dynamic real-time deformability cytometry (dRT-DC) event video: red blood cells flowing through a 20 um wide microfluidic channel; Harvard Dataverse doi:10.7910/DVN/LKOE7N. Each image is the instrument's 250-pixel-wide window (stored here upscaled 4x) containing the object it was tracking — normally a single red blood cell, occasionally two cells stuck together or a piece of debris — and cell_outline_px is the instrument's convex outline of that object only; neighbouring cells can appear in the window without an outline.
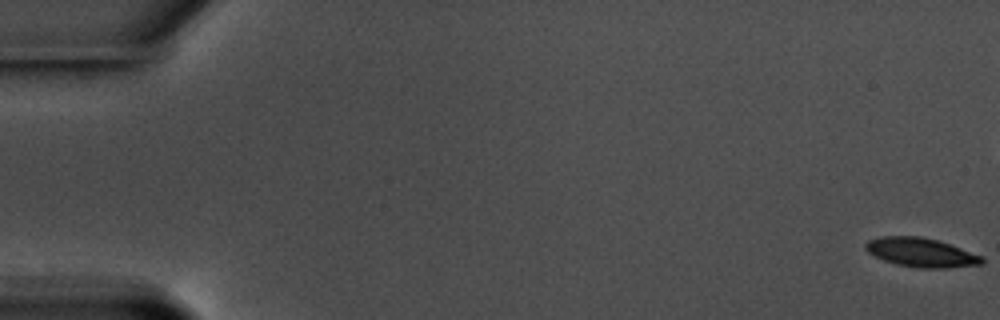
{"species": "common noctule bat (a hibernating species)", "species_latin": "Nyctalus noctula", "temperature_condition": "warm", "stored_images_in_passage": 14, "camera_frame_rate_fps": 3000, "um_per_image_px": 0.085, "animal": {"sex": "male", "body_mass_g": 17.5, "forearm_length_mm": 52.3}, "frame": {"image": 1, "passage_image": 1, "time_ms": 0.0, "image_size_px": [1000, 320], "cell_outline_px": [[984, 264], [948, 268], [920, 268], [896, 264], [884, 260], [868, 252], [864, 248], [864, 244], [868, 240], [880, 236], [920, 236], [936, 240], [984, 256]], "centroid_in_image_um": [78.3, 21.46], "position_along_channel_um": 6.7, "area_um2": 19.71}}